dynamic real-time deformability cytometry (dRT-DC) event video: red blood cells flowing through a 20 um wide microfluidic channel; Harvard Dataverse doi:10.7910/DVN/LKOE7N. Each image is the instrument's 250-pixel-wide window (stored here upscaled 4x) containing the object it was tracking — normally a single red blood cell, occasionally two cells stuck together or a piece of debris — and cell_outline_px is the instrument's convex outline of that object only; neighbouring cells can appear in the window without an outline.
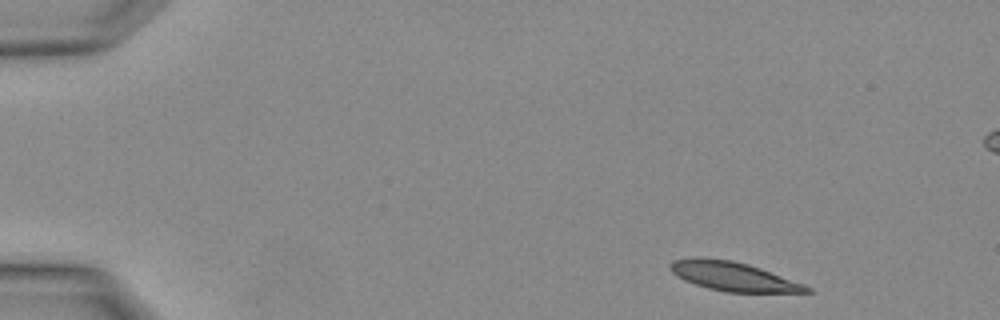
{"species": "Egyptian fruit bat (a non-hibernating species)", "species_latin": "Rousettus aegyptiacus", "temperature_condition": "warm", "stored_images_in_passage": 2, "camera_frame_rate_fps": 3000, "um_per_image_px": 0.085, "animal": {"sex": "female"}, "frame": {"image": 1, "passage_image": 2, "time_ms": 0.333, "image_size_px": [1000, 320], "cell_outline_px": [[812, 292], [728, 292], [708, 288], [684, 280], [676, 276], [668, 268], [668, 264], [672, 260], [732, 260], [748, 264], [760, 268], [804, 284], [812, 288]], "centroid_in_image_um": [62.37, 23.53], "position_along_channel_um": 22.6, "area_um2": 22.25}}